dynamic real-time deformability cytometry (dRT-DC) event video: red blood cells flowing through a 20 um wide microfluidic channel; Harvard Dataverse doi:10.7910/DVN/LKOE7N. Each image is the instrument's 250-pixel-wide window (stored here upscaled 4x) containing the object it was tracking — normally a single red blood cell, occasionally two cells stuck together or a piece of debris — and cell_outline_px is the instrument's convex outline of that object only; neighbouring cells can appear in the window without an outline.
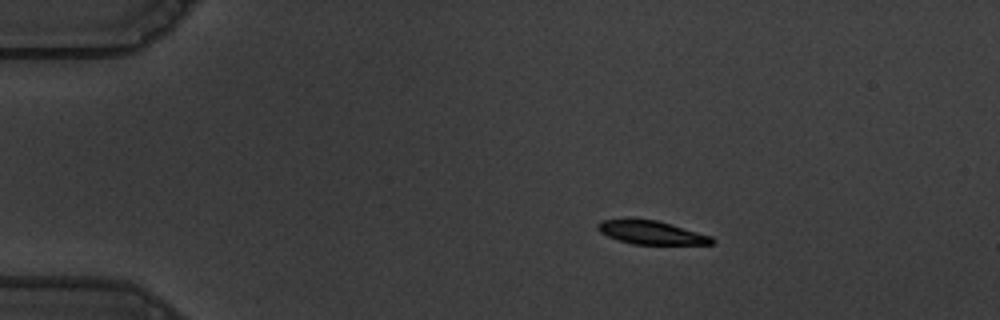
{"species": "common noctule bat (a hibernating species)", "species_latin": "Nyctalus noctula", "temperature_condition": "warm", "stored_images_in_passage": 47, "camera_frame_rate_fps": 3000, "um_per_image_px": 0.085, "animal": {"sex": "male", "body_mass_g": 19.5, "forearm_length_mm": 54.6}, "frame": {"image": 1, "passage_image": 1, "time_ms": 0.0, "image_size_px": [1000, 320], "cell_outline_px": [[716, 240], [712, 244], [632, 244], [608, 236], [600, 232], [596, 228], [596, 224], [600, 220], [628, 216], [656, 220], [672, 224], [712, 236]], "centroid_in_image_um": [55.29, 19.72], "position_along_channel_um": 29.7, "area_um2": 16.18}}
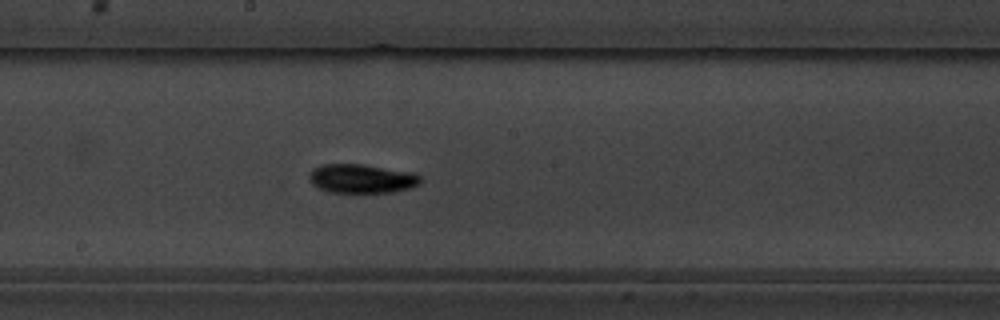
{"frame": {"image": 2, "passage_image": 22, "time_ms": 7.0, "image_size_px": [1000, 320], "cell_outline_px": [[424, 180], [420, 184], [408, 188], [392, 192], [328, 192], [312, 184], [308, 180], [308, 172], [312, 168], [324, 164], [364, 164], [412, 172], [420, 176]], "centroid_in_image_um": [30.72, 15.17], "position_along_channel_um": 217.5, "area_um2": 18.96}}
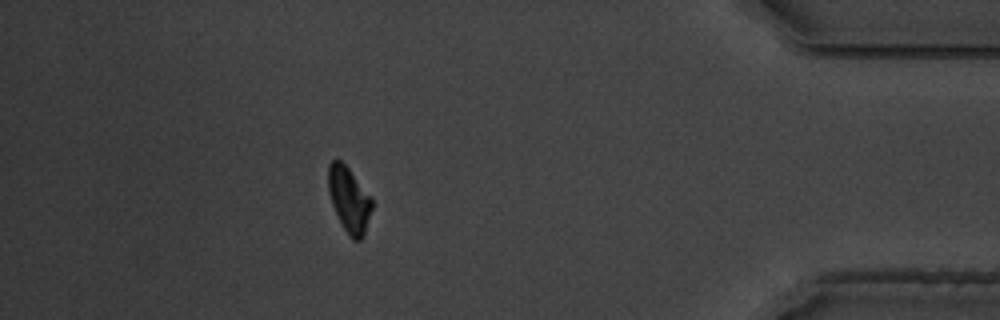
{"frame": {"image": 3, "passage_image": 41, "time_ms": 13.333, "image_size_px": [1000, 320], "cell_outline_px": [[372, 208], [364, 236], [360, 240], [352, 240], [344, 228], [332, 204], [328, 192], [328, 164], [332, 160], [340, 160], [348, 168], [372, 196]], "centroid_in_image_um": [29.68, 16.96], "position_along_channel_um": 405.5, "area_um2": 16.59}, "authors_computed_cell_mechanics": {"area_um2": 17.4556, "velocity_mm_per_s": 3.6223, "shape_relaxation_time_tau1_ms": 3.344, "shape_relaxation_time_tau2_ms": null, "deformation_change_tau1": 0.1794, "deformation_change_tau2": null}}